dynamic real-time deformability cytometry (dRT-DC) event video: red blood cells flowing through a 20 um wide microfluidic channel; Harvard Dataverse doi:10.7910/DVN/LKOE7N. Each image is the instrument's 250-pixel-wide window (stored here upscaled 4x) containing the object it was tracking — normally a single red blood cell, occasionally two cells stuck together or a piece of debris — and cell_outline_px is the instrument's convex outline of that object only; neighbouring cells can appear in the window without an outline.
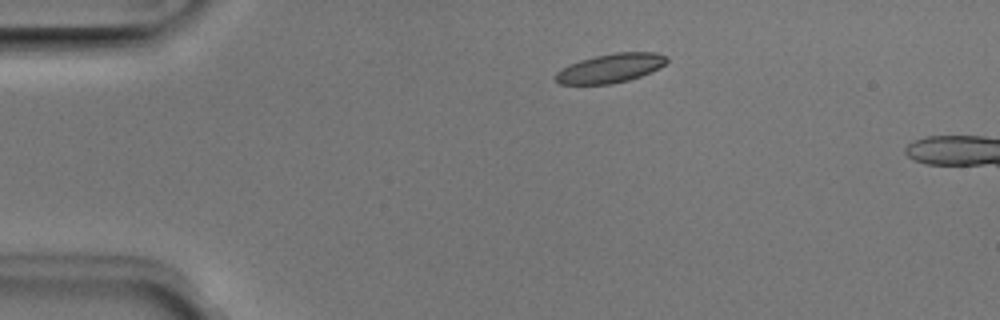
{"species": "Egyptian fruit bat (a non-hibernating species)", "species_latin": "Rousettus aegyptiacus", "temperature_condition": "room temperature", "stored_images_in_passage": 7, "camera_frame_rate_fps": 3000, "um_per_image_px": 0.085, "animal": {"sex": "male"}, "frame": {"image": 1, "passage_image": 1, "time_ms": 0.0, "image_size_px": [1000, 320], "cell_outline_px": [[668, 60], [660, 68], [640, 76], [628, 80], [612, 84], [560, 84], [556, 80], [556, 72], [580, 60], [596, 56], [616, 52], [656, 52], [668, 56]], "centroid_in_image_um": [51.94, 5.79], "position_along_channel_um": 33.1, "area_um2": 18.61}}